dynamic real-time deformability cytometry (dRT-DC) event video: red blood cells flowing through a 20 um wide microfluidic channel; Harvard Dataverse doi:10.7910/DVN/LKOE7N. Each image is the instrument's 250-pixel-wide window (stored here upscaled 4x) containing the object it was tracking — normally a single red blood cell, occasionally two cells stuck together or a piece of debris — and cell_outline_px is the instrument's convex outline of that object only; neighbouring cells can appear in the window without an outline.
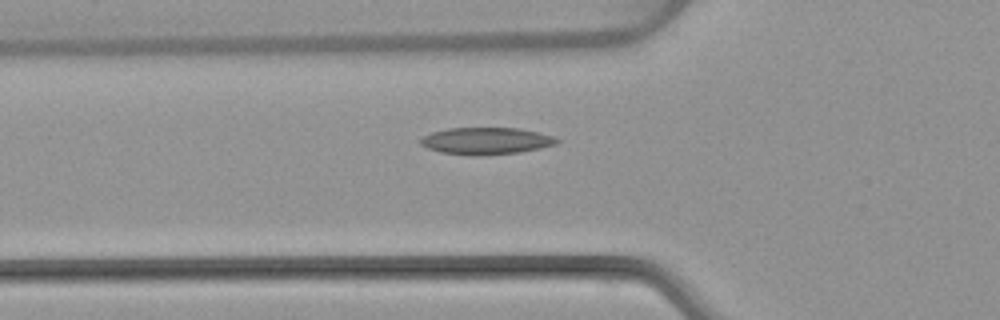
{"species": "common noctule bat (a hibernating species)", "species_latin": "Nyctalus noctula", "temperature_condition": "warm", "stored_images_in_passage": 3, "camera_frame_rate_fps": 3000, "um_per_image_px": 0.085, "animal": {"sex": "female", "body_mass_g": 22.7, "forearm_length_mm": 54.2}, "frame": {"image": 1, "passage_image": 3, "time_ms": 3.0, "image_size_px": [1000, 320], "cell_outline_px": [[560, 140], [556, 144], [540, 148], [520, 152], [484, 156], [472, 156], [440, 152], [428, 148], [420, 144], [420, 140], [424, 136], [432, 132], [448, 128], [516, 128], [536, 132], [552, 136]], "centroid_in_image_um": [41.3, 11.99], "position_along_channel_um": 84.5, "area_um2": 21.39}}